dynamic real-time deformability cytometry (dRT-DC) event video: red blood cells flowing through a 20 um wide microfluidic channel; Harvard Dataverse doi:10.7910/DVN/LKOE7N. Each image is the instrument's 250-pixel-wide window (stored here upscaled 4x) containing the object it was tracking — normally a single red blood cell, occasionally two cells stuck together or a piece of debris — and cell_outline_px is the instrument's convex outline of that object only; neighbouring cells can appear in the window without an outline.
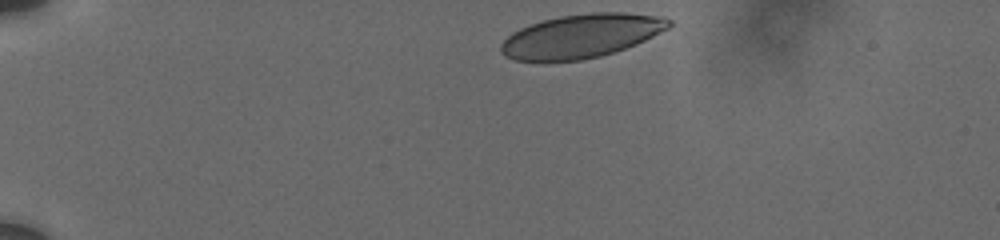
{"species": "human", "species_latin": "Homo sapiens", "temperature_condition": "cold", "stored_images_in_passage": 17, "camera_frame_rate_fps": 3000, "um_per_image_px": 0.085, "donor": {"sex": "male"}, "frame": {"image": 1, "passage_image": 1, "time_ms": 0.0, "image_size_px": [1000, 240], "cell_outline_px": [[672, 24], [668, 28], [636, 44], [600, 56], [580, 60], [516, 60], [504, 56], [500, 52], [500, 44], [512, 32], [528, 24], [560, 16], [592, 12], [624, 12], [664, 16], [672, 20]], "centroid_in_image_um": [49.42, 3.04], "position_along_channel_um": 35.6, "area_um2": 42.54}}
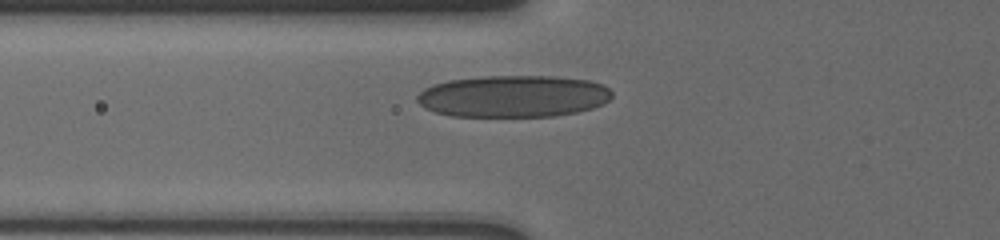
{"frame": {"image": 2, "passage_image": 10, "time_ms": 3.333, "image_size_px": [1000, 240], "cell_outline_px": [[612, 96], [604, 104], [592, 108], [576, 112], [552, 116], [452, 116], [436, 112], [424, 108], [416, 100], [416, 96], [424, 88], [432, 84], [448, 80], [484, 76], [556, 76], [588, 80], [604, 84], [612, 92]], "centroid_in_image_um": [43.62, 8.17], "position_along_channel_um": 82.2, "area_um2": 47.8}}
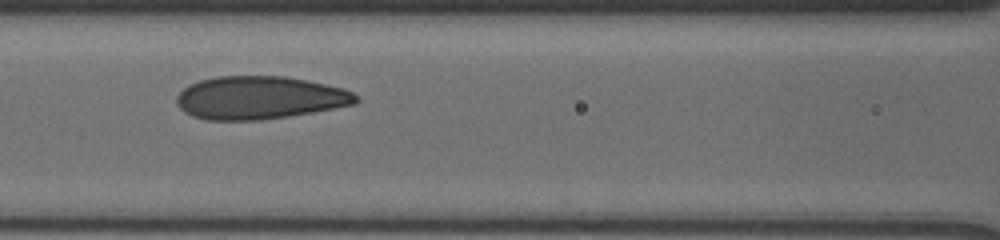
{"frame": {"image": 3, "passage_image": 15, "time_ms": 5.0, "image_size_px": [1000, 240], "cell_outline_px": [[360, 100], [356, 104], [312, 112], [288, 116], [260, 120], [204, 120], [192, 116], [184, 112], [180, 108], [176, 100], [176, 96], [188, 84], [200, 80], [216, 76], [284, 76], [308, 80], [344, 88], [352, 92]], "centroid_in_image_um": [22.05, 8.3], "position_along_channel_um": 144.5, "area_um2": 45.08}}